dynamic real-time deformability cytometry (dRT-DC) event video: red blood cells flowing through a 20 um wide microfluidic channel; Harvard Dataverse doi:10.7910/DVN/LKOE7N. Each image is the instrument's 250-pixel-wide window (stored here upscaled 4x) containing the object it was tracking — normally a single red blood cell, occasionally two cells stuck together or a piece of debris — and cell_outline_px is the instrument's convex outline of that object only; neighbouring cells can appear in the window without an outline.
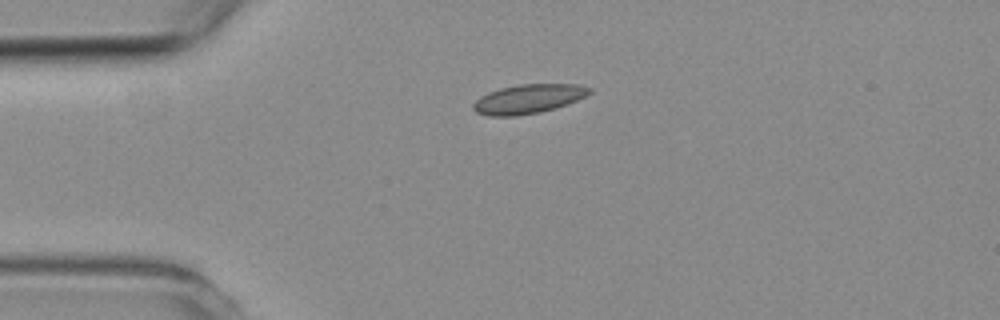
{"species": "common noctule bat (a hibernating species)", "species_latin": "Nyctalus noctula", "temperature_condition": "room temperature", "stored_images_in_passage": 1, "camera_frame_rate_fps": 3000, "um_per_image_px": 0.085, "animal": {"sex": "female", "body_mass_g": 19.3, "forearm_length_mm": 54.1}, "frame": {"image": 1, "passage_image": 1, "time_ms": 0.0, "image_size_px": [1000, 320], "cell_outline_px": [[592, 92], [576, 100], [556, 108], [540, 112], [516, 116], [488, 116], [476, 112], [472, 108], [472, 104], [480, 96], [488, 92], [500, 88], [520, 84], [576, 84], [592, 88]], "centroid_in_image_um": [44.88, 8.41], "position_along_channel_um": 40.1, "area_um2": 19.77}}